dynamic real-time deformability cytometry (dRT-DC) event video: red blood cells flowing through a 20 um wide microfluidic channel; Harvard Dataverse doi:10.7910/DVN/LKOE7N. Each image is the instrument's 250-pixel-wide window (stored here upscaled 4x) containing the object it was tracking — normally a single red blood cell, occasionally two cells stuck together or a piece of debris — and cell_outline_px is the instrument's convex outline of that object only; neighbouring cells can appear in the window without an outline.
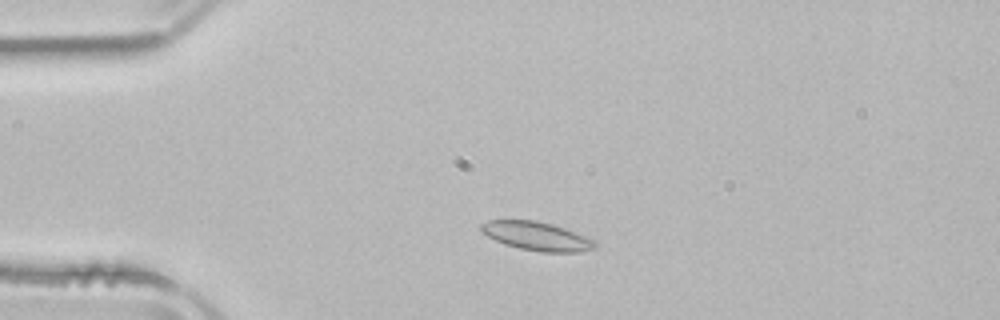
{"species": "common noctule bat (a hibernating species)", "species_latin": "Nyctalus noctula", "temperature_condition": "room temperature", "stored_images_in_passage": 4, "camera_frame_rate_fps": 3000, "um_per_image_px": 0.085, "animal": {"sex": "male", "body_mass_g": 21.5, "forearm_length_mm": 52.0}, "frame": {"image": 1, "passage_image": 2, "time_ms": 1.0, "image_size_px": [1000, 320], "cell_outline_px": [[600, 244], [596, 248], [580, 252], [540, 252], [520, 248], [504, 244], [480, 232], [480, 224], [488, 220], [536, 220], [552, 224], [564, 228], [596, 240]], "centroid_in_image_um": [45.65, 20.07], "position_along_channel_um": 39.3, "area_um2": 19.19}}
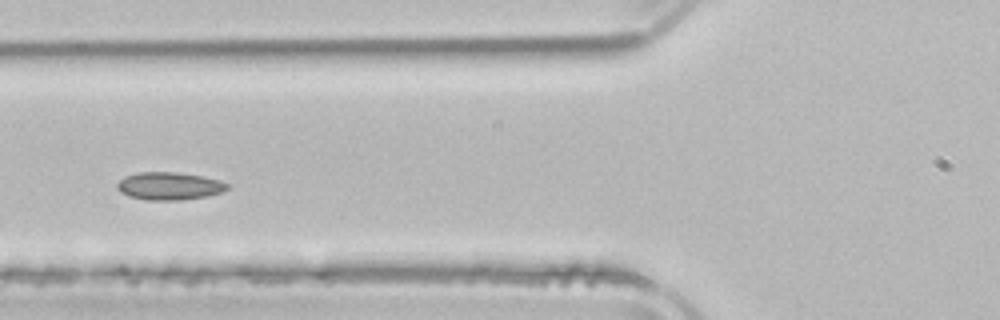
{"frame": {"image": 2, "passage_image": 4, "time_ms": 3.667, "image_size_px": [1000, 320], "cell_outline_px": [[228, 188], [220, 192], [204, 196], [180, 200], [144, 200], [128, 196], [120, 192], [116, 188], [116, 184], [124, 176], [140, 172], [176, 172], [204, 176], [220, 180], [228, 184]], "centroid_in_image_um": [14.34, 15.8], "position_along_channel_um": 111.5, "area_um2": 17.8}}